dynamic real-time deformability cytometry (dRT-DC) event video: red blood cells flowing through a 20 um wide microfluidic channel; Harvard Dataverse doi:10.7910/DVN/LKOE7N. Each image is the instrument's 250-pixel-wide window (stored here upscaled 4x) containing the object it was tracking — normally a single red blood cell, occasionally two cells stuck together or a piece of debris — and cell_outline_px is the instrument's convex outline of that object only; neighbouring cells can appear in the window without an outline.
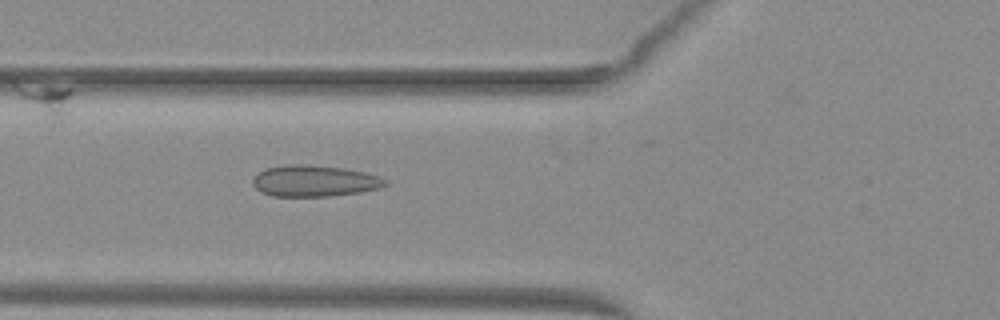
{"species": "common noctule bat (a hibernating species)", "species_latin": "Nyctalus noctula", "temperature_condition": "warm", "stored_images_in_passage": 52, "camera_frame_rate_fps": 3000, "um_per_image_px": 0.085, "animal": {"sex": "female", "body_mass_g": 29.2, "forearm_length_mm": 56.3}, "frame": {"image": 1, "passage_image": 20, "time_ms": 6.333, "image_size_px": [1000, 320], "cell_outline_px": [[388, 184], [380, 188], [360, 192], [328, 196], [272, 196], [260, 192], [252, 184], [252, 180], [264, 168], [288, 164], [300, 164], [340, 168], [364, 172], [376, 176], [384, 180]], "centroid_in_image_um": [26.67, 15.39], "position_along_channel_um": 99.1, "area_um2": 23.87}}
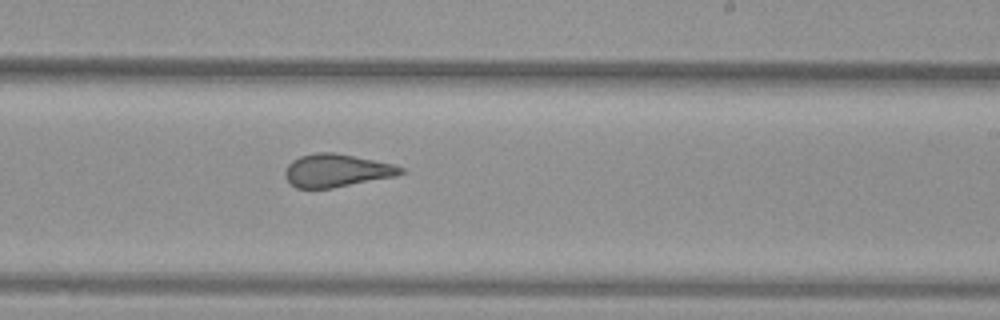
{"frame": {"image": 2, "passage_image": 32, "time_ms": 10.333, "image_size_px": [1000, 320], "cell_outline_px": [[404, 172], [396, 176], [332, 188], [296, 188], [284, 176], [284, 172], [288, 164], [292, 160], [300, 156], [316, 152], [332, 152], [392, 164], [404, 168]], "centroid_in_image_um": [28.57, 14.5], "position_along_channel_um": 260.4, "area_um2": 21.96}}
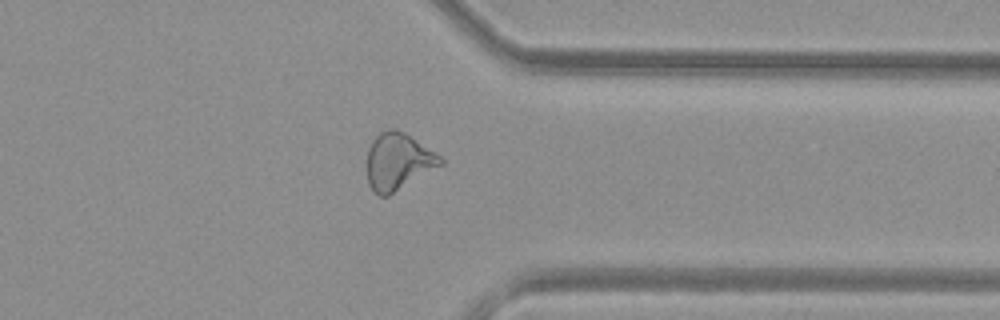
{"frame": {"image": 3, "passage_image": 41, "time_ms": 13.333, "image_size_px": [1000, 320], "cell_outline_px": [[444, 164], [388, 196], [380, 196], [368, 184], [368, 148], [372, 140], [380, 132], [388, 128], [396, 128], [404, 132], [440, 156], [444, 160]], "centroid_in_image_um": [33.84, 13.72], "position_along_channel_um": 377.6, "area_um2": 24.16}, "authors_computed_cell_mechanics": {"area_um2": 25.143, "velocity_mm_per_s": 4.0219, "shape_relaxation_time_tau1_ms": null, "shape_relaxation_time_tau2_ms": 0.8173, "deformation_change_tau1": null, "deformation_change_tau2": 0.0826}}